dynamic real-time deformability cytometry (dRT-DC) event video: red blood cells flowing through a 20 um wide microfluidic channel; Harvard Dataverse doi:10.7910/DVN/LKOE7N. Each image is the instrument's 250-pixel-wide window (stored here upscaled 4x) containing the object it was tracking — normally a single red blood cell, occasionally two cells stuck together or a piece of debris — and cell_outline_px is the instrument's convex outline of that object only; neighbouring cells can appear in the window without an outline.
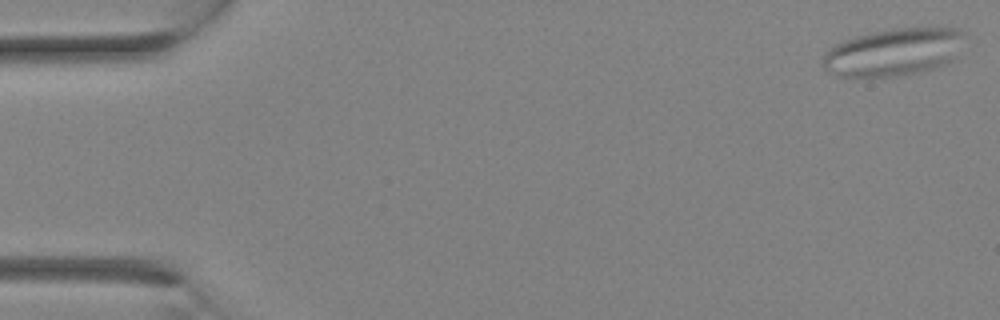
{"species": "Egyptian fruit bat (a non-hibernating species)", "species_latin": "Rousettus aegyptiacus", "temperature_condition": "room temperature", "stored_images_in_passage": 10, "camera_frame_rate_fps": 3000, "um_per_image_px": 0.085, "animal": {"sex": "female"}, "frame": {"image": 1, "passage_image": 1, "time_ms": 0.0, "image_size_px": [1000, 320], "cell_outline_px": [[968, 36], [952, 60], [948, 64], [940, 68], [904, 76], [832, 76], [824, 68], [824, 56], [828, 48], [836, 44], [856, 36], [872, 32], [896, 28], [960, 28]], "centroid_in_image_um": [76.03, 4.44], "position_along_channel_um": 9.0, "area_um2": 39.71}}
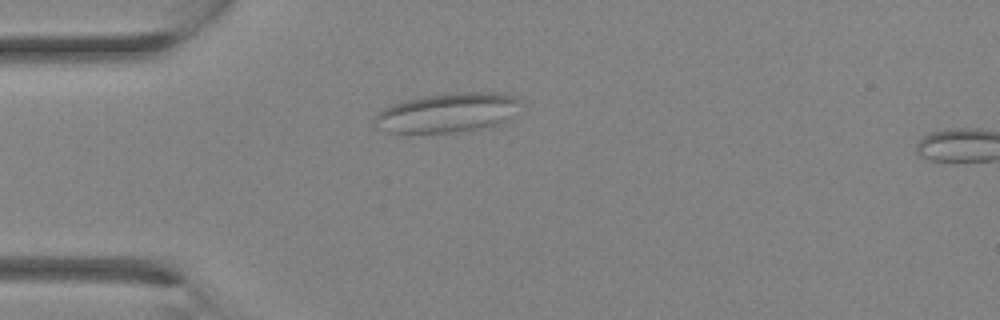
{"frame": {"image": 2, "passage_image": 8, "time_ms": 2.333, "image_size_px": [1000, 320], "cell_outline_px": [[520, 100], [508, 120], [504, 124], [488, 128], [452, 132], [388, 132], [376, 128], [372, 120], [384, 108], [392, 104], [424, 96], [456, 92], [496, 92], [512, 96]], "centroid_in_image_um": [38.03, 9.59], "position_along_channel_um": 47.0, "area_um2": 33.35}}